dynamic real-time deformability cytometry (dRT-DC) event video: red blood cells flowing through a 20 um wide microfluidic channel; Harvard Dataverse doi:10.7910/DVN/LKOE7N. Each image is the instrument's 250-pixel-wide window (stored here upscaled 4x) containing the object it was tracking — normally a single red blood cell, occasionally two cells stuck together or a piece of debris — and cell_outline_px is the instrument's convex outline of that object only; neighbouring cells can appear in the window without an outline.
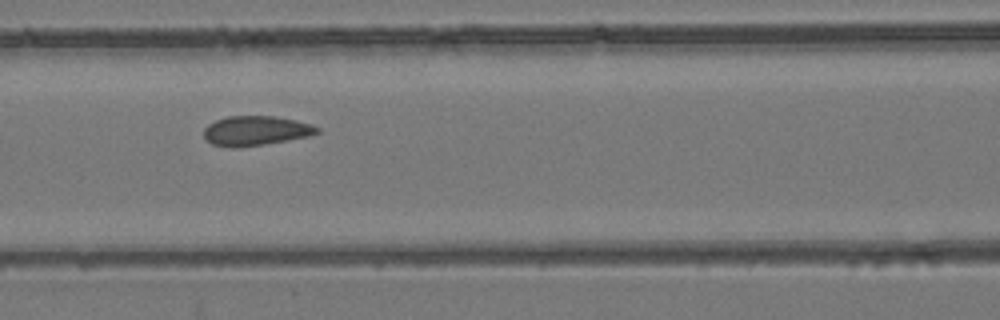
{"species": "common noctule bat (a hibernating species)", "species_latin": "Nyctalus noctula", "temperature_condition": "room temperature", "stored_images_in_passage": 8, "camera_frame_rate_fps": 3000, "um_per_image_px": 0.085, "animal": {"sex": "female", "body_mass_g": 24.6, "forearm_length_mm": 56.2}, "frame": {"image": 1, "passage_image": 7, "time_ms": 2.0, "image_size_px": [1000, 320], "cell_outline_px": [[320, 132], [308, 136], [288, 140], [264, 144], [232, 148], [212, 144], [204, 136], [204, 128], [208, 124], [216, 120], [228, 116], [272, 116], [296, 120], [312, 124], [320, 128]], "centroid_in_image_um": [21.75, 11.11], "position_along_channel_um": 144.9, "area_um2": 19.48}}
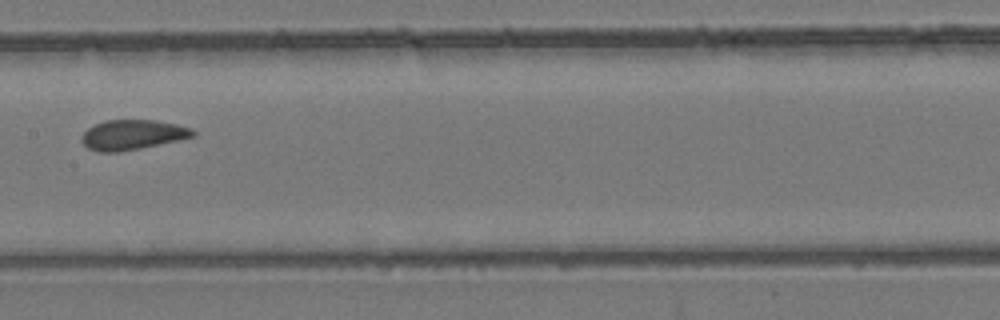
{"frame": {"image": 2, "passage_image": 8, "time_ms": 2.333, "image_size_px": [1000, 320], "cell_outline_px": [[196, 136], [180, 140], [120, 152], [96, 152], [88, 148], [80, 140], [80, 136], [88, 128], [104, 120], [156, 120], [176, 124], [192, 128], [196, 132]], "centroid_in_image_um": [11.26, 11.46], "position_along_channel_um": 196.1, "area_um2": 19.59}}